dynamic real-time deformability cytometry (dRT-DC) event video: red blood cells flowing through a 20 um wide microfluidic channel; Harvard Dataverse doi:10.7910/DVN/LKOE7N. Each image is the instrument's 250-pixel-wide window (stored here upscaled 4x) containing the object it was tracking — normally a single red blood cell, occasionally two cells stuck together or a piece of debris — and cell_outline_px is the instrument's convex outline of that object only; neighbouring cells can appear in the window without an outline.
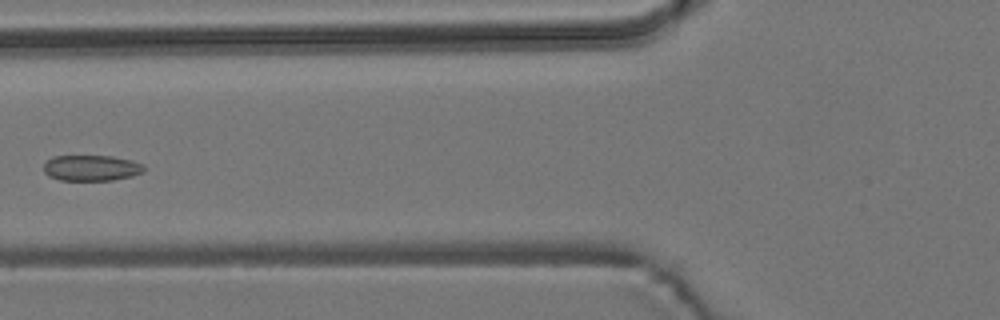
{"species": "common noctule bat (a hibernating species)", "species_latin": "Nyctalus noctula", "temperature_condition": "room temperature", "stored_images_in_passage": 3, "camera_frame_rate_fps": 3000, "um_per_image_px": 0.085, "animal": {"sex": "male", "body_mass_g": 19.2, "forearm_length_mm": 51.8}, "frame": {"image": 1, "passage_image": 3, "time_ms": 2.0, "image_size_px": [1000, 320], "cell_outline_px": [[144, 172], [132, 176], [112, 180], [60, 180], [48, 176], [44, 172], [44, 164], [52, 156], [112, 156], [132, 160], [144, 164]], "centroid_in_image_um": [7.78, 14.27], "position_along_channel_um": 118.0, "area_um2": 15.14}}